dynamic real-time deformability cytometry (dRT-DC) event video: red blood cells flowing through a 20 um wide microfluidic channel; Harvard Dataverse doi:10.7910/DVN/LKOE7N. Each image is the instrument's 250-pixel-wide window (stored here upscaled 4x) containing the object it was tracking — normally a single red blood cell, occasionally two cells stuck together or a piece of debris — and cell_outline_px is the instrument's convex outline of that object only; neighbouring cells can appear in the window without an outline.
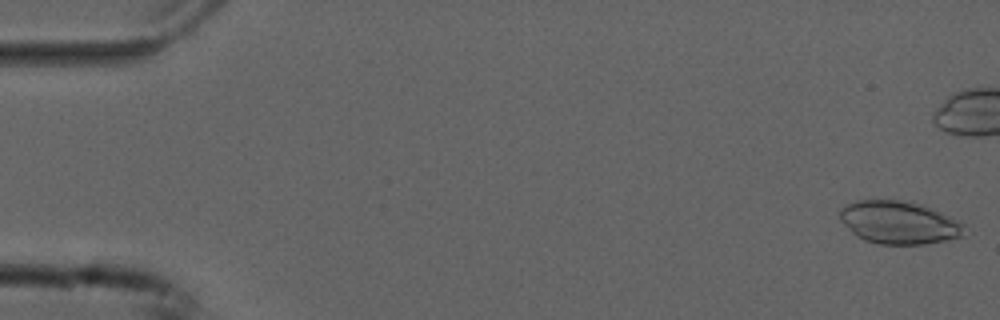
{"species": "common noctule bat (a hibernating species)", "species_latin": "Nyctalus noctula", "temperature_condition": "cold", "stored_images_in_passage": 35, "camera_frame_rate_fps": 3000, "um_per_image_px": 0.085, "animal": {"sex": "male", "forearm_length_mm": 52.5}, "frame": {"image": 1, "passage_image": 1, "time_ms": 0.0, "image_size_px": [1000, 320], "cell_outline_px": [[964, 224], [960, 236], [944, 240], [924, 244], [880, 244], [864, 240], [856, 236], [840, 220], [840, 208], [856, 200], [900, 200], [920, 204], [932, 208], [960, 220]], "centroid_in_image_um": [76.38, 18.9], "position_along_channel_um": 8.6, "area_um2": 30.87}}
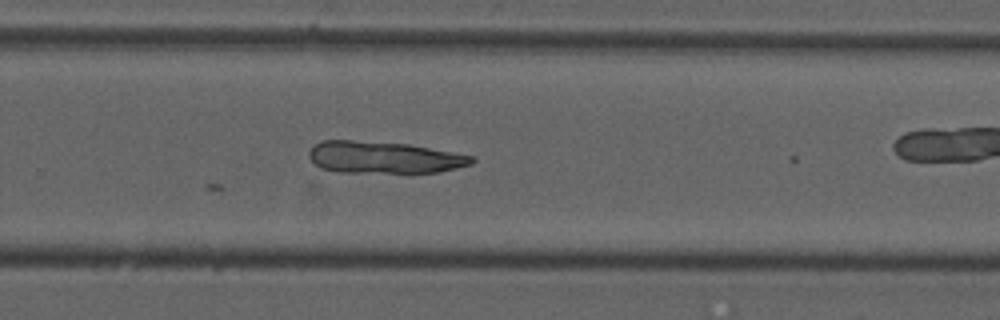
{"frame": {"image": 2, "passage_image": 35, "time_ms": 11.333, "image_size_px": [1000, 320], "cell_outline_px": [[476, 160], [472, 164], [440, 172], [340, 172], [320, 168], [308, 156], [308, 152], [320, 140], [352, 140], [408, 144], [476, 156]], "centroid_in_image_um": [32.66, 13.37], "position_along_channel_um": 297.1, "area_um2": 30.23}}